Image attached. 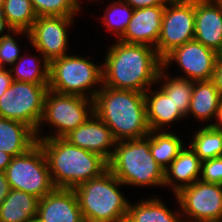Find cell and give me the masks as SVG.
<instances>
[{"mask_svg": "<svg viewBox=\"0 0 222 222\" xmlns=\"http://www.w3.org/2000/svg\"><path fill=\"white\" fill-rule=\"evenodd\" d=\"M102 65V85L145 93L157 82L162 59L147 45L117 40L109 47Z\"/></svg>", "mask_w": 222, "mask_h": 222, "instance_id": "obj_1", "label": "cell"}, {"mask_svg": "<svg viewBox=\"0 0 222 222\" xmlns=\"http://www.w3.org/2000/svg\"><path fill=\"white\" fill-rule=\"evenodd\" d=\"M165 6L134 9L130 23L119 41L156 47Z\"/></svg>", "mask_w": 222, "mask_h": 222, "instance_id": "obj_16", "label": "cell"}, {"mask_svg": "<svg viewBox=\"0 0 222 222\" xmlns=\"http://www.w3.org/2000/svg\"><path fill=\"white\" fill-rule=\"evenodd\" d=\"M164 72L166 71L163 70L162 67L158 74L157 82H160L162 79L163 81L165 80L161 89L173 100L176 107H178V109H180V111L187 117L194 81L180 78L179 76L175 78L170 77L169 79V75H166Z\"/></svg>", "mask_w": 222, "mask_h": 222, "instance_id": "obj_27", "label": "cell"}, {"mask_svg": "<svg viewBox=\"0 0 222 222\" xmlns=\"http://www.w3.org/2000/svg\"><path fill=\"white\" fill-rule=\"evenodd\" d=\"M74 17L41 16L34 21L29 32L30 44L49 63L67 55L68 26Z\"/></svg>", "mask_w": 222, "mask_h": 222, "instance_id": "obj_12", "label": "cell"}, {"mask_svg": "<svg viewBox=\"0 0 222 222\" xmlns=\"http://www.w3.org/2000/svg\"><path fill=\"white\" fill-rule=\"evenodd\" d=\"M181 213H174L162 203L161 199L154 197L139 201L133 206L130 202L126 219L129 222H184L185 218L181 217Z\"/></svg>", "mask_w": 222, "mask_h": 222, "instance_id": "obj_23", "label": "cell"}, {"mask_svg": "<svg viewBox=\"0 0 222 222\" xmlns=\"http://www.w3.org/2000/svg\"><path fill=\"white\" fill-rule=\"evenodd\" d=\"M150 152L154 160L165 170L184 148L182 140L172 131L150 130Z\"/></svg>", "mask_w": 222, "mask_h": 222, "instance_id": "obj_24", "label": "cell"}, {"mask_svg": "<svg viewBox=\"0 0 222 222\" xmlns=\"http://www.w3.org/2000/svg\"><path fill=\"white\" fill-rule=\"evenodd\" d=\"M94 114V100L77 95L60 94L47 90L43 115L37 128V139L64 137L85 123ZM42 122L55 128V135L39 136Z\"/></svg>", "mask_w": 222, "mask_h": 222, "instance_id": "obj_7", "label": "cell"}, {"mask_svg": "<svg viewBox=\"0 0 222 222\" xmlns=\"http://www.w3.org/2000/svg\"><path fill=\"white\" fill-rule=\"evenodd\" d=\"M11 74L9 69L6 70V68H0V97L13 82Z\"/></svg>", "mask_w": 222, "mask_h": 222, "instance_id": "obj_34", "label": "cell"}, {"mask_svg": "<svg viewBox=\"0 0 222 222\" xmlns=\"http://www.w3.org/2000/svg\"><path fill=\"white\" fill-rule=\"evenodd\" d=\"M17 41L11 34H2L0 37V65H13L21 56Z\"/></svg>", "mask_w": 222, "mask_h": 222, "instance_id": "obj_31", "label": "cell"}, {"mask_svg": "<svg viewBox=\"0 0 222 222\" xmlns=\"http://www.w3.org/2000/svg\"><path fill=\"white\" fill-rule=\"evenodd\" d=\"M212 81L214 82L222 98V62H220L219 60H217L216 62Z\"/></svg>", "mask_w": 222, "mask_h": 222, "instance_id": "obj_36", "label": "cell"}, {"mask_svg": "<svg viewBox=\"0 0 222 222\" xmlns=\"http://www.w3.org/2000/svg\"><path fill=\"white\" fill-rule=\"evenodd\" d=\"M37 140L45 154L55 188L74 189L108 170L105 158L71 144L64 137Z\"/></svg>", "mask_w": 222, "mask_h": 222, "instance_id": "obj_2", "label": "cell"}, {"mask_svg": "<svg viewBox=\"0 0 222 222\" xmlns=\"http://www.w3.org/2000/svg\"><path fill=\"white\" fill-rule=\"evenodd\" d=\"M186 222H222V185L196 181L175 194ZM185 222V221H184Z\"/></svg>", "mask_w": 222, "mask_h": 222, "instance_id": "obj_11", "label": "cell"}, {"mask_svg": "<svg viewBox=\"0 0 222 222\" xmlns=\"http://www.w3.org/2000/svg\"><path fill=\"white\" fill-rule=\"evenodd\" d=\"M108 169L123 185H164V170L152 157L147 136L116 141Z\"/></svg>", "mask_w": 222, "mask_h": 222, "instance_id": "obj_4", "label": "cell"}, {"mask_svg": "<svg viewBox=\"0 0 222 222\" xmlns=\"http://www.w3.org/2000/svg\"><path fill=\"white\" fill-rule=\"evenodd\" d=\"M133 9H142L153 6H165L170 0H123Z\"/></svg>", "mask_w": 222, "mask_h": 222, "instance_id": "obj_33", "label": "cell"}, {"mask_svg": "<svg viewBox=\"0 0 222 222\" xmlns=\"http://www.w3.org/2000/svg\"><path fill=\"white\" fill-rule=\"evenodd\" d=\"M49 67L48 89L51 91L94 100L99 89H90L96 84L99 88L102 86V66L85 57L64 55L52 60Z\"/></svg>", "mask_w": 222, "mask_h": 222, "instance_id": "obj_6", "label": "cell"}, {"mask_svg": "<svg viewBox=\"0 0 222 222\" xmlns=\"http://www.w3.org/2000/svg\"><path fill=\"white\" fill-rule=\"evenodd\" d=\"M3 15L13 30L27 32L37 19L31 0H4Z\"/></svg>", "mask_w": 222, "mask_h": 222, "instance_id": "obj_28", "label": "cell"}, {"mask_svg": "<svg viewBox=\"0 0 222 222\" xmlns=\"http://www.w3.org/2000/svg\"><path fill=\"white\" fill-rule=\"evenodd\" d=\"M134 9L126 4L123 0H118L112 2L106 8V11L103 16L104 25L108 30H113L117 39L119 40L125 33Z\"/></svg>", "mask_w": 222, "mask_h": 222, "instance_id": "obj_29", "label": "cell"}, {"mask_svg": "<svg viewBox=\"0 0 222 222\" xmlns=\"http://www.w3.org/2000/svg\"><path fill=\"white\" fill-rule=\"evenodd\" d=\"M31 3L37 17H74L81 8L79 0H31Z\"/></svg>", "mask_w": 222, "mask_h": 222, "instance_id": "obj_30", "label": "cell"}, {"mask_svg": "<svg viewBox=\"0 0 222 222\" xmlns=\"http://www.w3.org/2000/svg\"><path fill=\"white\" fill-rule=\"evenodd\" d=\"M169 5V6H167ZM195 36V0H170L162 15L156 52L163 59L167 54Z\"/></svg>", "mask_w": 222, "mask_h": 222, "instance_id": "obj_10", "label": "cell"}, {"mask_svg": "<svg viewBox=\"0 0 222 222\" xmlns=\"http://www.w3.org/2000/svg\"><path fill=\"white\" fill-rule=\"evenodd\" d=\"M47 90L48 84L13 80L0 97V117L22 122L37 132Z\"/></svg>", "mask_w": 222, "mask_h": 222, "instance_id": "obj_9", "label": "cell"}, {"mask_svg": "<svg viewBox=\"0 0 222 222\" xmlns=\"http://www.w3.org/2000/svg\"><path fill=\"white\" fill-rule=\"evenodd\" d=\"M218 53L196 40L186 42L175 48L162 59V67L165 69L171 62H176L186 74L180 78L191 81L212 80ZM187 76V77H186Z\"/></svg>", "mask_w": 222, "mask_h": 222, "instance_id": "obj_13", "label": "cell"}, {"mask_svg": "<svg viewBox=\"0 0 222 222\" xmlns=\"http://www.w3.org/2000/svg\"><path fill=\"white\" fill-rule=\"evenodd\" d=\"M11 188L5 172H0V204L5 200Z\"/></svg>", "mask_w": 222, "mask_h": 222, "instance_id": "obj_37", "label": "cell"}, {"mask_svg": "<svg viewBox=\"0 0 222 222\" xmlns=\"http://www.w3.org/2000/svg\"><path fill=\"white\" fill-rule=\"evenodd\" d=\"M215 119H216V123L208 124V126H211L216 130L222 131V98L217 108Z\"/></svg>", "mask_w": 222, "mask_h": 222, "instance_id": "obj_38", "label": "cell"}, {"mask_svg": "<svg viewBox=\"0 0 222 222\" xmlns=\"http://www.w3.org/2000/svg\"><path fill=\"white\" fill-rule=\"evenodd\" d=\"M36 132L28 125L0 117V150L16 157L37 144Z\"/></svg>", "mask_w": 222, "mask_h": 222, "instance_id": "obj_19", "label": "cell"}, {"mask_svg": "<svg viewBox=\"0 0 222 222\" xmlns=\"http://www.w3.org/2000/svg\"><path fill=\"white\" fill-rule=\"evenodd\" d=\"M5 29H7L9 32H12V34H26L25 36H27L29 40V32L24 30H13L3 15V9H0V37L2 36L1 34L4 33Z\"/></svg>", "mask_w": 222, "mask_h": 222, "instance_id": "obj_35", "label": "cell"}, {"mask_svg": "<svg viewBox=\"0 0 222 222\" xmlns=\"http://www.w3.org/2000/svg\"><path fill=\"white\" fill-rule=\"evenodd\" d=\"M36 222H85L74 189L54 188L39 199Z\"/></svg>", "mask_w": 222, "mask_h": 222, "instance_id": "obj_15", "label": "cell"}, {"mask_svg": "<svg viewBox=\"0 0 222 222\" xmlns=\"http://www.w3.org/2000/svg\"><path fill=\"white\" fill-rule=\"evenodd\" d=\"M195 132L189 147L201 161L222 156V131L206 125Z\"/></svg>", "mask_w": 222, "mask_h": 222, "instance_id": "obj_26", "label": "cell"}, {"mask_svg": "<svg viewBox=\"0 0 222 222\" xmlns=\"http://www.w3.org/2000/svg\"><path fill=\"white\" fill-rule=\"evenodd\" d=\"M218 60L222 62V49L218 52Z\"/></svg>", "mask_w": 222, "mask_h": 222, "instance_id": "obj_40", "label": "cell"}, {"mask_svg": "<svg viewBox=\"0 0 222 222\" xmlns=\"http://www.w3.org/2000/svg\"><path fill=\"white\" fill-rule=\"evenodd\" d=\"M37 59V61H36ZM16 61L18 63H14V67L10 68V72L13 80L21 81V82H28V83H35V84H49V61L42 57L43 61H40L39 57H30L25 58L20 57ZM40 62H43V67ZM17 64V65H16ZM42 68V69H41Z\"/></svg>", "mask_w": 222, "mask_h": 222, "instance_id": "obj_25", "label": "cell"}, {"mask_svg": "<svg viewBox=\"0 0 222 222\" xmlns=\"http://www.w3.org/2000/svg\"><path fill=\"white\" fill-rule=\"evenodd\" d=\"M221 100L220 93L212 80L194 81L188 115L191 113L202 122L215 118Z\"/></svg>", "mask_w": 222, "mask_h": 222, "instance_id": "obj_22", "label": "cell"}, {"mask_svg": "<svg viewBox=\"0 0 222 222\" xmlns=\"http://www.w3.org/2000/svg\"><path fill=\"white\" fill-rule=\"evenodd\" d=\"M201 175L202 182L222 185V156L202 161Z\"/></svg>", "mask_w": 222, "mask_h": 222, "instance_id": "obj_32", "label": "cell"}, {"mask_svg": "<svg viewBox=\"0 0 222 222\" xmlns=\"http://www.w3.org/2000/svg\"><path fill=\"white\" fill-rule=\"evenodd\" d=\"M5 174L11 189L24 191L39 199L55 188L45 154L38 143L28 152L13 157Z\"/></svg>", "mask_w": 222, "mask_h": 222, "instance_id": "obj_8", "label": "cell"}, {"mask_svg": "<svg viewBox=\"0 0 222 222\" xmlns=\"http://www.w3.org/2000/svg\"><path fill=\"white\" fill-rule=\"evenodd\" d=\"M39 198L24 191L11 189L0 204V222H34Z\"/></svg>", "mask_w": 222, "mask_h": 222, "instance_id": "obj_21", "label": "cell"}, {"mask_svg": "<svg viewBox=\"0 0 222 222\" xmlns=\"http://www.w3.org/2000/svg\"><path fill=\"white\" fill-rule=\"evenodd\" d=\"M151 94V95H149ZM147 123L150 130L162 131L164 126L185 117L173 100L160 88L145 93Z\"/></svg>", "mask_w": 222, "mask_h": 222, "instance_id": "obj_20", "label": "cell"}, {"mask_svg": "<svg viewBox=\"0 0 222 222\" xmlns=\"http://www.w3.org/2000/svg\"><path fill=\"white\" fill-rule=\"evenodd\" d=\"M215 2L220 6V8L222 9V0H215Z\"/></svg>", "mask_w": 222, "mask_h": 222, "instance_id": "obj_41", "label": "cell"}, {"mask_svg": "<svg viewBox=\"0 0 222 222\" xmlns=\"http://www.w3.org/2000/svg\"><path fill=\"white\" fill-rule=\"evenodd\" d=\"M4 0H0V9H3Z\"/></svg>", "mask_w": 222, "mask_h": 222, "instance_id": "obj_42", "label": "cell"}, {"mask_svg": "<svg viewBox=\"0 0 222 222\" xmlns=\"http://www.w3.org/2000/svg\"><path fill=\"white\" fill-rule=\"evenodd\" d=\"M202 161L195 152L183 148L178 156L164 170V186H172L174 195L182 188L199 181ZM177 181L179 183H177Z\"/></svg>", "mask_w": 222, "mask_h": 222, "instance_id": "obj_18", "label": "cell"}, {"mask_svg": "<svg viewBox=\"0 0 222 222\" xmlns=\"http://www.w3.org/2000/svg\"><path fill=\"white\" fill-rule=\"evenodd\" d=\"M12 159L13 156L0 150V172H5Z\"/></svg>", "mask_w": 222, "mask_h": 222, "instance_id": "obj_39", "label": "cell"}, {"mask_svg": "<svg viewBox=\"0 0 222 222\" xmlns=\"http://www.w3.org/2000/svg\"><path fill=\"white\" fill-rule=\"evenodd\" d=\"M123 184L108 169L99 177L76 186L85 222H118L126 219L129 202L118 189Z\"/></svg>", "mask_w": 222, "mask_h": 222, "instance_id": "obj_5", "label": "cell"}, {"mask_svg": "<svg viewBox=\"0 0 222 222\" xmlns=\"http://www.w3.org/2000/svg\"><path fill=\"white\" fill-rule=\"evenodd\" d=\"M194 40L217 53L222 49V9L215 0H195Z\"/></svg>", "mask_w": 222, "mask_h": 222, "instance_id": "obj_17", "label": "cell"}, {"mask_svg": "<svg viewBox=\"0 0 222 222\" xmlns=\"http://www.w3.org/2000/svg\"><path fill=\"white\" fill-rule=\"evenodd\" d=\"M94 113L116 141L143 138L150 132L144 93L102 85L94 98Z\"/></svg>", "mask_w": 222, "mask_h": 222, "instance_id": "obj_3", "label": "cell"}, {"mask_svg": "<svg viewBox=\"0 0 222 222\" xmlns=\"http://www.w3.org/2000/svg\"><path fill=\"white\" fill-rule=\"evenodd\" d=\"M64 138L77 147L101 155L107 161L112 157L116 145L111 129L95 113Z\"/></svg>", "mask_w": 222, "mask_h": 222, "instance_id": "obj_14", "label": "cell"}, {"mask_svg": "<svg viewBox=\"0 0 222 222\" xmlns=\"http://www.w3.org/2000/svg\"><path fill=\"white\" fill-rule=\"evenodd\" d=\"M118 222H129L127 219H123L121 221H118Z\"/></svg>", "mask_w": 222, "mask_h": 222, "instance_id": "obj_43", "label": "cell"}]
</instances>
